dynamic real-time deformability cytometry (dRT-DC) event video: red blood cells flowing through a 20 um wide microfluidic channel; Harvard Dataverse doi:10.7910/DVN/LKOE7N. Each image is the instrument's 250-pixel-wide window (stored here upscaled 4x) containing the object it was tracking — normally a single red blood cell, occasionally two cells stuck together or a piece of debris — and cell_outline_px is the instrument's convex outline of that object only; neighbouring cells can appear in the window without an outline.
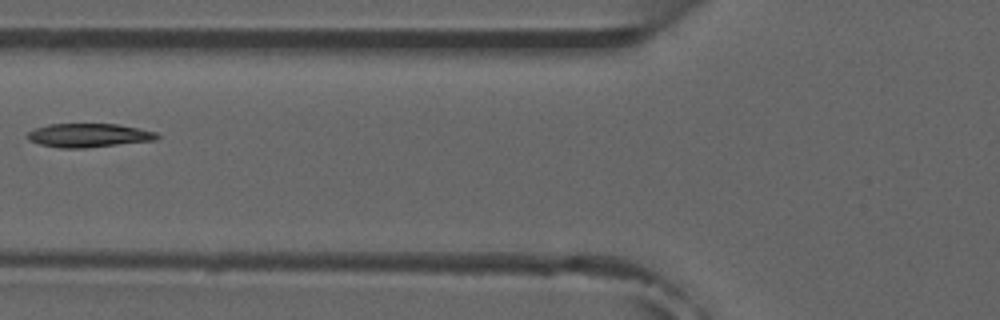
{"species": "common noctule bat (a hibernating species)", "species_latin": "Nyctalus noctula", "temperature_condition": "room temperature", "stored_images_in_passage": 4, "camera_frame_rate_fps": 3000, "um_per_image_px": 0.085, "animal": {"sex": "male", "forearm_length_mm": 52.5}, "frame": {"image": 1, "passage_image": 4, "time_ms": 3.667, "image_size_px": [1000, 320], "cell_outline_px": [[160, 136], [156, 140], [84, 148], [60, 148], [40, 144], [28, 140], [28, 132], [36, 128], [48, 124], [116, 124], [156, 132]], "centroid_in_image_um": [7.53, 11.51], "position_along_channel_um": 118.3, "area_um2": 17.74}}